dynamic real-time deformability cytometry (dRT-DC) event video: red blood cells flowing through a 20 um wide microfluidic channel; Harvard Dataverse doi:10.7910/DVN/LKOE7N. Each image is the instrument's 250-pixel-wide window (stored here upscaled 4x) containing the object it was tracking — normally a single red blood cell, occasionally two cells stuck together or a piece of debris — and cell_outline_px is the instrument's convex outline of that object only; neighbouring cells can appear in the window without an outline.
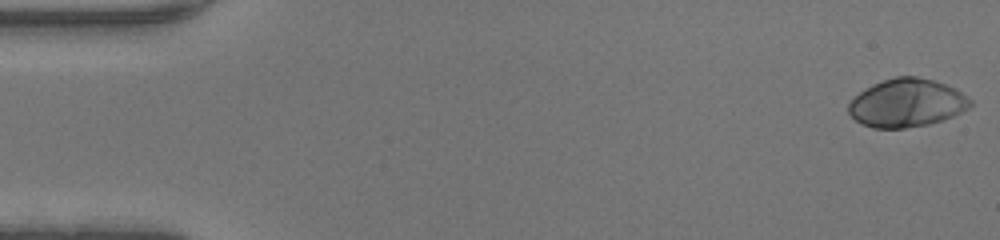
{"species": "human", "species_latin": "Homo sapiens", "temperature_condition": "warm", "stored_images_in_passage": 2, "camera_frame_rate_fps": 3000, "um_per_image_px": 0.085, "donor": {"sex": "male"}, "frame": {"image": 1, "passage_image": 1, "time_ms": 0.0, "image_size_px": [1000, 240], "cell_outline_px": [[972, 104], [968, 108], [952, 116], [928, 124], [904, 128], [872, 128], [856, 120], [848, 112], [848, 104], [860, 92], [872, 84], [896, 76], [916, 76], [932, 80], [956, 88], [968, 96], [972, 100]], "centroid_in_image_um": [77.08, 8.74], "position_along_channel_um": 7.9, "area_um2": 33.93}}